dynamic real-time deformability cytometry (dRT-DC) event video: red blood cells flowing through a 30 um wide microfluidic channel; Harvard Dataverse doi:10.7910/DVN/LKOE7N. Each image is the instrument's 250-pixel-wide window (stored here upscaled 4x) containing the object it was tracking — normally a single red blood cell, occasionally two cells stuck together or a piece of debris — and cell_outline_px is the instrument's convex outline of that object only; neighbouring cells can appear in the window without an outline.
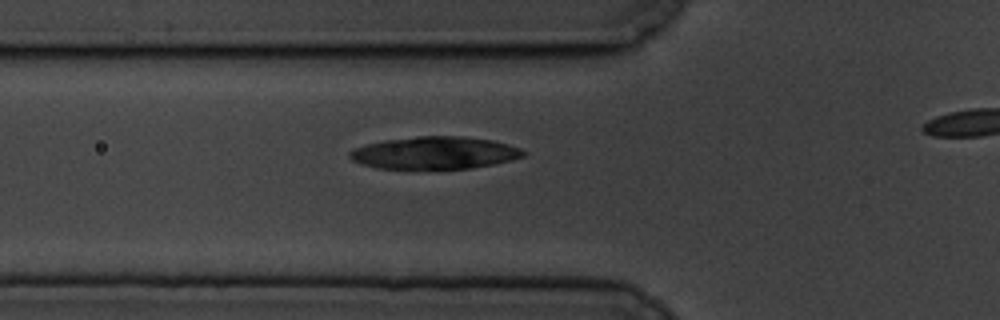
{"species": "common noctule bat (a hibernating species)", "species_latin": "Nyctalus noctula", "temperature_condition": "cold", "stored_images_in_passage": 4, "segment_of_instrument_passage": [1, 2], "camera_frame_rate_fps": 3000, "um_per_image_px": 0.085, "animal": {"sex": "male", "body_mass_g": 19.5, "forearm_length_mm": 54.6}, "frame": {"image": 1, "passage_image": 3, "time_ms": 2.0, "image_size_px": [1000, 320], "cell_outline_px": [[524, 156], [512, 160], [472, 168], [376, 168], [360, 164], [352, 160], [348, 156], [348, 152], [352, 148], [384, 140], [416, 136], [460, 136], [492, 140], [508, 144], [520, 148], [524, 152]], "centroid_in_image_um": [36.91, 12.98], "position_along_channel_um": 88.9, "area_um2": 32.66}}